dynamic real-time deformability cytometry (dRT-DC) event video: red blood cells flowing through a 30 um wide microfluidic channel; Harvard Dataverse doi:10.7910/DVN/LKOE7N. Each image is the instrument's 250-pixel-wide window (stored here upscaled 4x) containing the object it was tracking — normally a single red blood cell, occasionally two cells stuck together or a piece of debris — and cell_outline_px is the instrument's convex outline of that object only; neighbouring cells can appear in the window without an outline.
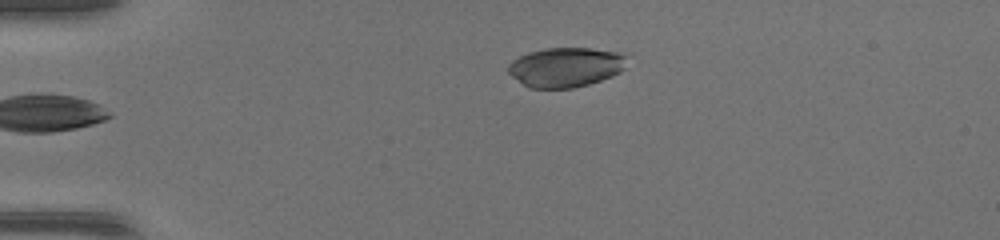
{"species": "common noctule bat (a hibernating species)", "species_latin": "Nyctalus noctula", "temperature_condition": "warm", "stored_images_in_passage": 31, "camera_frame_rate_fps": 3000, "um_per_image_px": 0.085, "animal": {"sex": "female", "body_mass_g": 17.0, "forearm_length_mm": 48.0}, "frame": {"image": 1, "passage_image": 1, "time_ms": 0.0, "image_size_px": [1000, 240], "cell_outline_px": [[624, 68], [620, 72], [612, 76], [588, 84], [572, 88], [528, 88], [512, 76], [508, 72], [508, 64], [512, 60], [528, 52], [548, 48], [592, 48], [616, 52], [624, 56]], "centroid_in_image_um": [48.03, 5.71], "position_along_channel_um": 37.0, "area_um2": 27.17}}
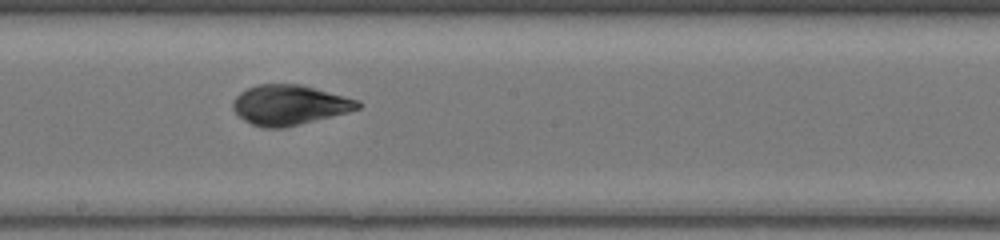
{"frame": {"image": 2, "passage_image": 17, "time_ms": 5.333, "image_size_px": [1000, 240], "cell_outline_px": [[360, 108], [348, 112], [332, 116], [280, 128], [264, 128], [252, 124], [244, 120], [232, 108], [232, 104], [236, 96], [240, 92], [256, 84], [300, 84], [360, 100]], "centroid_in_image_um": [24.59, 8.91], "position_along_channel_um": 223.6, "area_um2": 28.84}}
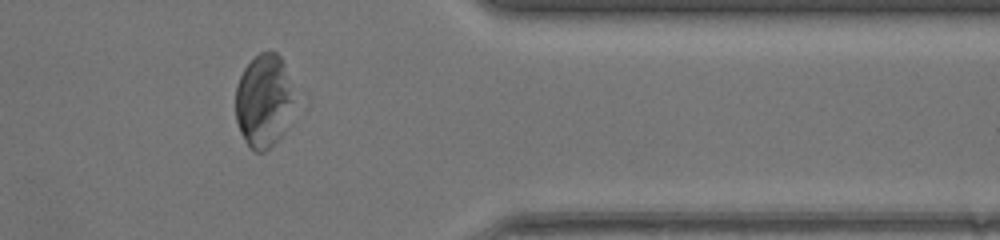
{"frame": {"image": 3, "passage_image": 29, "time_ms": 9.333, "image_size_px": [1000, 240], "cell_outline_px": [[308, 104], [284, 132], [264, 152], [256, 152], [244, 140], [240, 132], [236, 120], [236, 84], [244, 68], [260, 52], [276, 52], [280, 56], [304, 92]], "centroid_in_image_um": [22.7, 8.55], "position_along_channel_um": 388.7, "area_um2": 35.43}}